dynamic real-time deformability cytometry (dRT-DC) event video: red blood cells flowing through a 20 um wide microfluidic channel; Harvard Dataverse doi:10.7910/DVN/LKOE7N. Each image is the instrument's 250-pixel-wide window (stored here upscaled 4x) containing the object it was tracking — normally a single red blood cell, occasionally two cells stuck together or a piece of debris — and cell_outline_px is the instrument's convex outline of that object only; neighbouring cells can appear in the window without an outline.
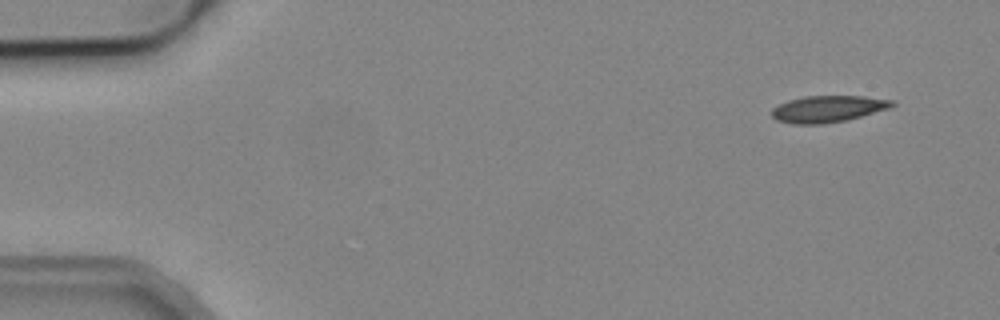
{"species": "common noctule bat (a hibernating species)", "species_latin": "Nyctalus noctula", "temperature_condition": "cold", "stored_images_in_passage": 9, "camera_frame_rate_fps": 3000, "um_per_image_px": 0.085, "animal": {"sex": "male", "body_mass_g": 19.2, "forearm_length_mm": 51.8}, "frame": {"image": 1, "passage_image": 1, "time_ms": 0.0, "image_size_px": [1000, 320], "cell_outline_px": [[896, 104], [892, 108], [848, 120], [820, 124], [792, 124], [776, 120], [772, 116], [772, 108], [788, 100], [804, 96], [864, 96], [892, 100]], "centroid_in_image_um": [70.4, 9.26], "position_along_channel_um": 14.6, "area_um2": 18.84}}
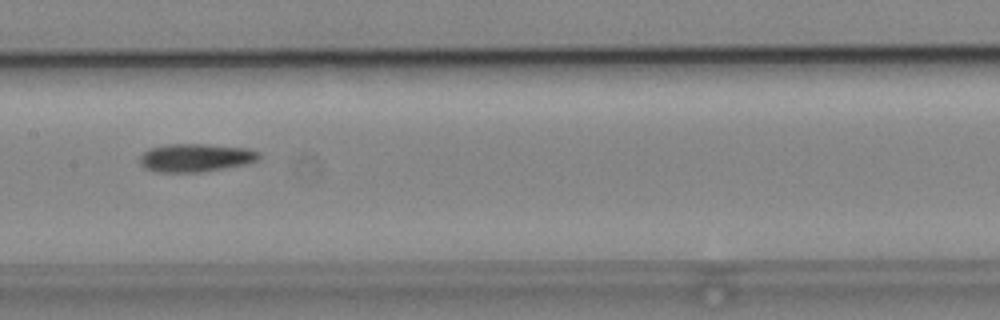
{"frame": {"image": 2, "passage_image": 7, "time_ms": 7.667, "image_size_px": [1000, 320], "cell_outline_px": [[260, 156], [256, 160], [244, 164], [224, 168], [200, 172], [156, 172], [144, 168], [140, 164], [140, 156], [148, 148], [168, 144], [204, 144], [248, 148], [260, 152]], "centroid_in_image_um": [16.59, 13.4], "position_along_channel_um": 190.8, "area_um2": 19.54}}
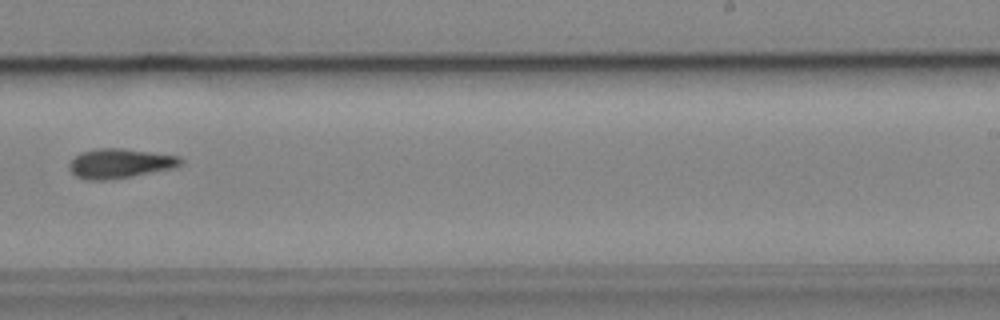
{"frame": {"image": 3, "passage_image": 9, "time_ms": 10.0, "image_size_px": [1000, 320], "cell_outline_px": [[184, 160], [180, 164], [172, 168], [132, 176], [104, 180], [84, 180], [76, 176], [68, 168], [68, 164], [76, 156], [84, 152], [96, 148], [124, 148], [180, 156]], "centroid_in_image_um": [10.18, 13.89], "position_along_channel_um": 278.8, "area_um2": 19.07}}